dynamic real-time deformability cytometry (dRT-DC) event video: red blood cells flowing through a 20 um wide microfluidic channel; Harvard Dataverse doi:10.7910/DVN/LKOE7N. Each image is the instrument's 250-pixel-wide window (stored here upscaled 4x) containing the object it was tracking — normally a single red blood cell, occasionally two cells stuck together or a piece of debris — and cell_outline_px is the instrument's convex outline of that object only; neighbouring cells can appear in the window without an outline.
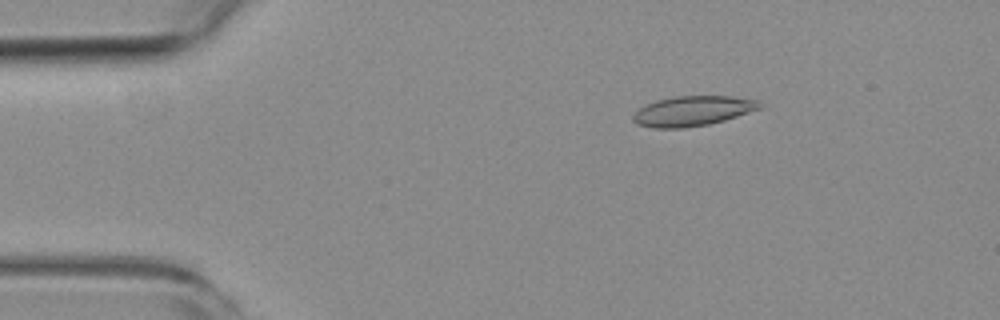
{"species": "common noctule bat (a hibernating species)", "species_latin": "Nyctalus noctula", "temperature_condition": "room temperature", "stored_images_in_passage": 5, "camera_frame_rate_fps": 3000, "um_per_image_px": 0.085, "animal": {"sex": "female", "body_mass_g": 19.3, "forearm_length_mm": 54.1}, "frame": {"image": 1, "passage_image": 3, "time_ms": 2.333, "image_size_px": [1000, 320], "cell_outline_px": [[764, 104], [760, 108], [724, 120], [708, 124], [684, 128], [652, 128], [636, 124], [632, 120], [632, 116], [644, 104], [656, 100], [676, 96], [732, 96], [760, 100]], "centroid_in_image_um": [58.86, 9.43], "position_along_channel_um": 26.1, "area_um2": 22.2}}